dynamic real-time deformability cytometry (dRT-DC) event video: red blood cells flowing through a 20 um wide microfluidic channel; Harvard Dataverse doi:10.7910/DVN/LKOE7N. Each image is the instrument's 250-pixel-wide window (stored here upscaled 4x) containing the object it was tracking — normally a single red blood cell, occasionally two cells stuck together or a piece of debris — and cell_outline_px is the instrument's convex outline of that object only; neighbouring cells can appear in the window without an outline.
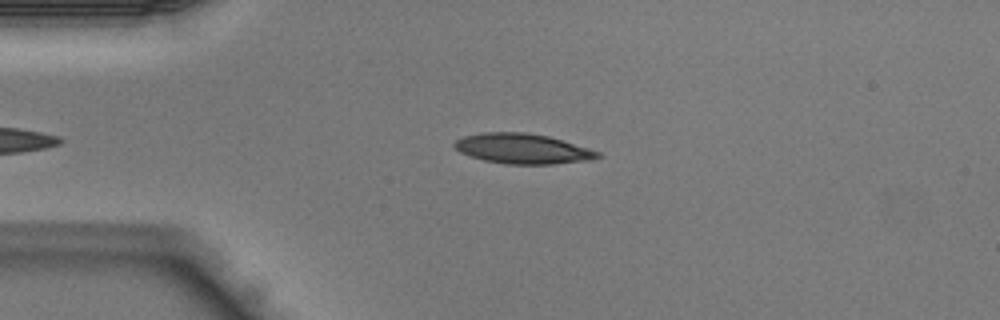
{"species": "Egyptian fruit bat (a non-hibernating species)", "species_latin": "Rousettus aegyptiacus", "temperature_condition": "warm", "stored_images_in_passage": 31, "camera_frame_rate_fps": 3000, "um_per_image_px": 0.085, "animal": {"sex": "male"}, "frame": {"image": 1, "passage_image": 2, "time_ms": 0.333, "image_size_px": [1000, 320], "cell_outline_px": [[600, 156], [588, 160], [552, 164], [508, 164], [484, 160], [460, 152], [452, 144], [456, 140], [464, 136], [484, 132], [528, 132], [548, 136], [588, 148], [600, 152]], "centroid_in_image_um": [44.4, 12.63], "position_along_channel_um": 40.6, "area_um2": 24.85}}
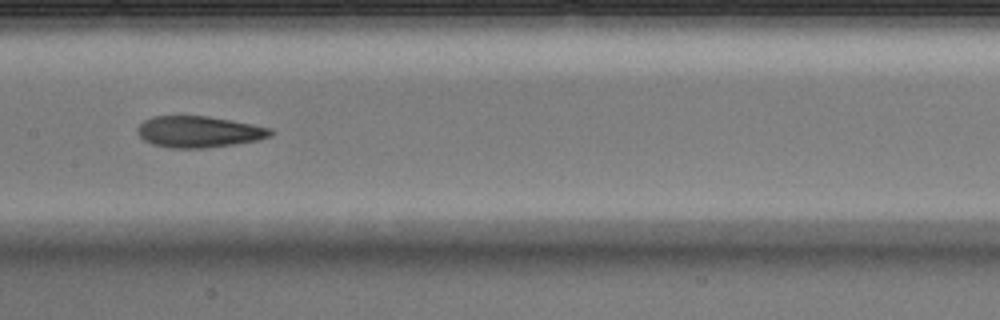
{"frame": {"image": 2, "passage_image": 13, "time_ms": 4.0, "image_size_px": [1000, 320], "cell_outline_px": [[272, 132], [268, 136], [256, 140], [236, 144], [204, 148], [168, 148], [152, 144], [144, 140], [136, 132], [136, 128], [144, 120], [152, 116], [208, 116], [232, 120], [272, 128]], "centroid_in_image_um": [16.86, 11.2], "position_along_channel_um": 190.5, "area_um2": 24.33}}
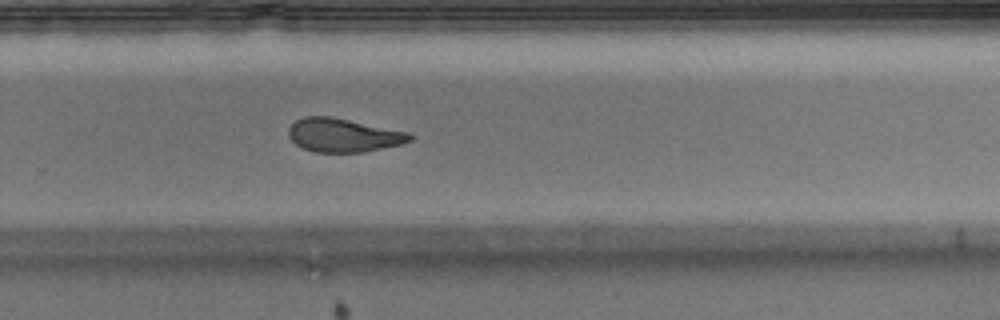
{"frame": {"image": 3, "passage_image": 20, "time_ms": 6.333, "image_size_px": [1000, 320], "cell_outline_px": [[412, 140], [400, 144], [360, 152], [316, 152], [300, 148], [288, 136], [288, 128], [296, 120], [304, 116], [332, 116], [408, 132], [412, 136]], "centroid_in_image_um": [29.13, 11.48], "position_along_channel_um": 300.7, "area_um2": 23.64}}